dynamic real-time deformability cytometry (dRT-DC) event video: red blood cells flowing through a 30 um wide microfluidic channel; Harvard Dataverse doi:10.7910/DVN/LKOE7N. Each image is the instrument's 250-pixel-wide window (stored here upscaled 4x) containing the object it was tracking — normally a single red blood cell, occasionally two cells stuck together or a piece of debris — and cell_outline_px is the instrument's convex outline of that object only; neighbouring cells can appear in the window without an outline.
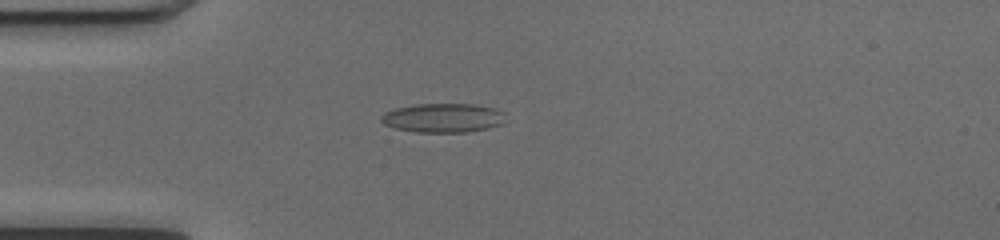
{"species": "common noctule bat (a hibernating species)", "species_latin": "Nyctalus noctula", "temperature_condition": "cold", "stored_images_in_passage": 51, "camera_frame_rate_fps": 3000, "um_per_image_px": 0.085, "animal": {"sex": "female", "body_mass_g": 17.0, "forearm_length_mm": 48.0}, "frame": {"image": 1, "passage_image": 13, "time_ms": 4.0, "image_size_px": [1000, 240], "cell_outline_px": [[504, 124], [488, 128], [464, 132], [416, 132], [396, 128], [384, 124], [380, 120], [380, 116], [384, 112], [396, 108], [416, 104], [476, 104], [496, 108], [504, 112]], "centroid_in_image_um": [37.68, 10.01], "position_along_channel_um": 47.3, "area_um2": 21.21}}
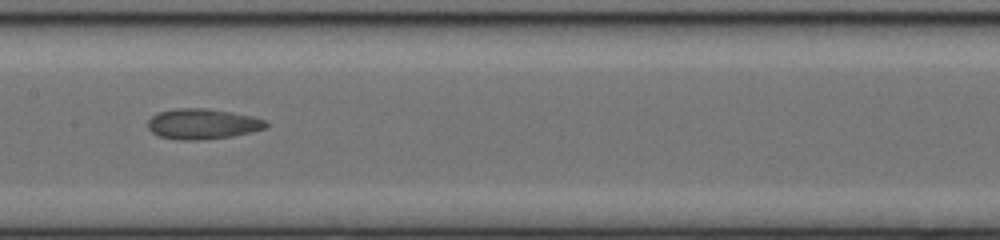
{"frame": {"image": 2, "passage_image": 25, "time_ms": 8.0, "image_size_px": [1000, 240], "cell_outline_px": [[268, 124], [264, 128], [252, 132], [232, 136], [200, 140], [176, 140], [160, 136], [152, 132], [148, 128], [148, 120], [152, 116], [160, 112], [176, 108], [204, 108], [232, 112], [252, 116], [264, 120]], "centroid_in_image_um": [17.2, 10.54], "position_along_channel_um": 190.2, "area_um2": 20.87}}
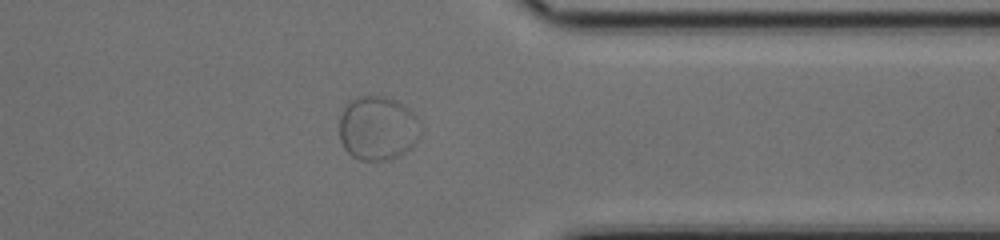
{"frame": {"image": 3, "passage_image": 40, "time_ms": 13.0, "image_size_px": [1000, 240], "cell_outline_px": [[420, 136], [416, 144], [412, 148], [396, 156], [384, 160], [360, 160], [352, 156], [344, 148], [340, 140], [340, 116], [348, 100], [356, 96], [384, 96], [396, 100], [408, 108], [416, 116], [420, 128]], "centroid_in_image_um": [32.1, 10.88], "position_along_channel_um": 379.3, "area_um2": 30.52}}